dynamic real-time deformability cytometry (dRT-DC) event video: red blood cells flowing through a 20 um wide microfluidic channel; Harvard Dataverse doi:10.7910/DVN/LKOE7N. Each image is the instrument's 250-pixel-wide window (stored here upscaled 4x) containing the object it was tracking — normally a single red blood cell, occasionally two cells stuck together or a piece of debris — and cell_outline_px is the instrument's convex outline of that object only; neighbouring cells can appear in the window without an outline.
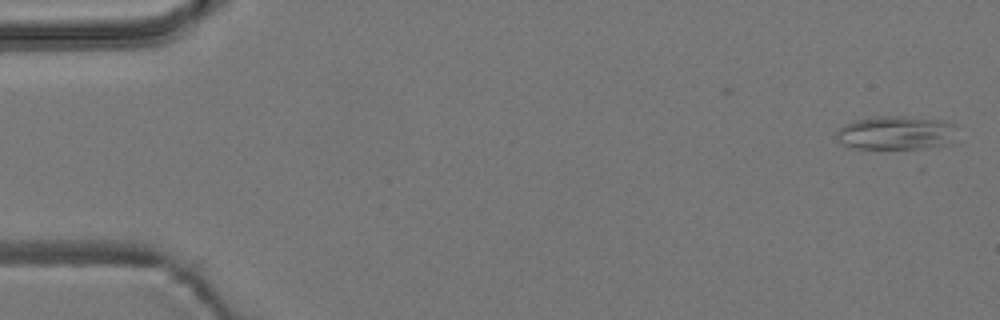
{"species": "common noctule bat (a hibernating species)", "species_latin": "Nyctalus noctula", "temperature_condition": "room temperature", "stored_images_in_passage": 5, "camera_frame_rate_fps": 3000, "um_per_image_px": 0.085, "animal": {"sex": "male", "body_mass_g": 19.2, "forearm_length_mm": 51.8}, "frame": {"image": 1, "passage_image": 1, "time_ms": 0.0, "image_size_px": [1000, 320], "cell_outline_px": [[956, 124], [952, 144], [920, 148], [856, 148], [844, 144], [836, 136], [836, 132], [844, 124], [856, 120], [876, 116], [904, 116], [940, 120]], "centroid_in_image_um": [76.19, 11.28], "position_along_channel_um": 8.8, "area_um2": 23.52}}
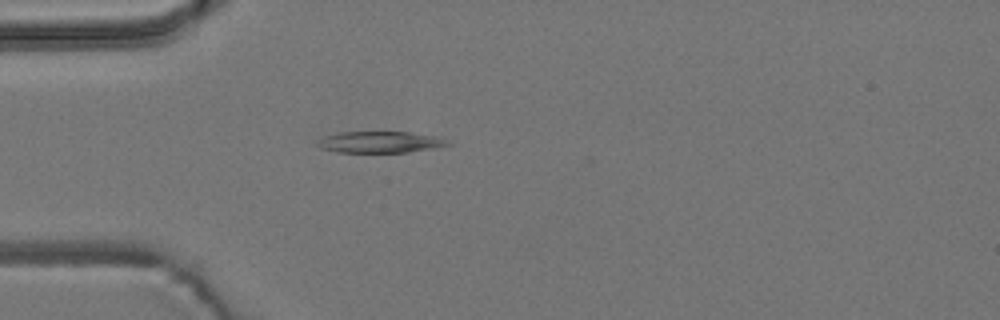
{"frame": {"image": 2, "passage_image": 5, "time_ms": 1.333, "image_size_px": [1000, 320], "cell_outline_px": [[452, 144], [432, 148], [408, 152], [336, 152], [320, 148], [316, 144], [324, 136], [340, 132], [408, 132], [436, 136]], "centroid_in_image_um": [32.26, 12.08], "position_along_channel_um": 52.7, "area_um2": 16.01}}